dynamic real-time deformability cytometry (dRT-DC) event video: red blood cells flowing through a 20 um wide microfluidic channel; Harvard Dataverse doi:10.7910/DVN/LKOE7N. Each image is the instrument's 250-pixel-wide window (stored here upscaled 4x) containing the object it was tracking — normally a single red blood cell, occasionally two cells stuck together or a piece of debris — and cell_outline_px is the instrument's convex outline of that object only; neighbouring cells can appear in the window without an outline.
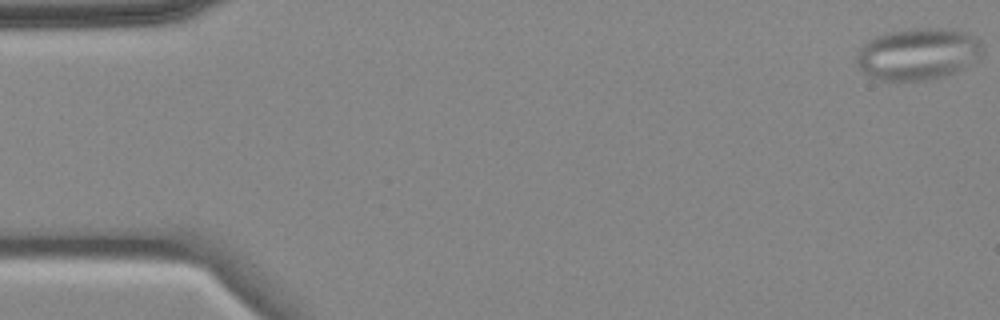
{"species": "common noctule bat (a hibernating species)", "species_latin": "Nyctalus noctula", "temperature_condition": "cold", "stored_images_in_passage": 6, "camera_frame_rate_fps": 3000, "um_per_image_px": 0.085, "animal": {"sex": "female", "body_mass_g": 18.4}, "frame": {"image": 1, "passage_image": 1, "time_ms": 0.0, "image_size_px": [1000, 320], "cell_outline_px": [[980, 52], [964, 68], [940, 76], [920, 80], [876, 80], [868, 76], [860, 68], [856, 60], [856, 56], [860, 48], [868, 40], [876, 36], [888, 32], [912, 28], [944, 28], [968, 32], [980, 40]], "centroid_in_image_um": [77.96, 4.56], "position_along_channel_um": 7.0, "area_um2": 37.45}}
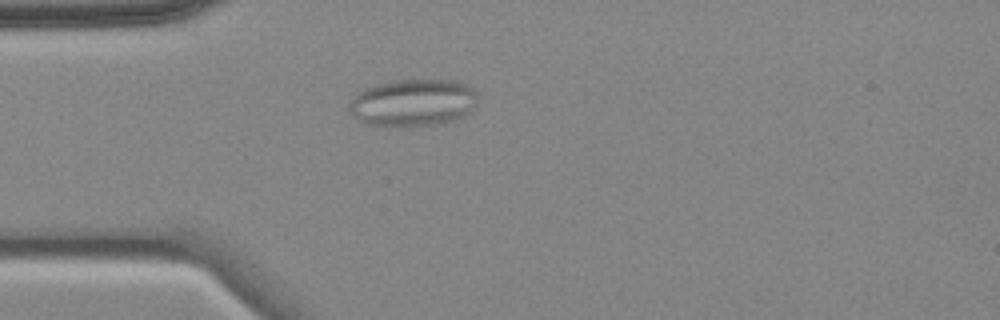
{"frame": {"image": 2, "passage_image": 5, "time_ms": 4.667, "image_size_px": [1000, 320], "cell_outline_px": [[476, 104], [464, 116], [452, 120], [436, 124], [368, 124], [352, 116], [348, 108], [356, 92], [364, 88], [376, 84], [396, 80], [452, 80], [464, 84], [472, 88], [476, 92]], "centroid_in_image_um": [35.09, 8.69], "position_along_channel_um": 49.9, "area_um2": 34.56}}